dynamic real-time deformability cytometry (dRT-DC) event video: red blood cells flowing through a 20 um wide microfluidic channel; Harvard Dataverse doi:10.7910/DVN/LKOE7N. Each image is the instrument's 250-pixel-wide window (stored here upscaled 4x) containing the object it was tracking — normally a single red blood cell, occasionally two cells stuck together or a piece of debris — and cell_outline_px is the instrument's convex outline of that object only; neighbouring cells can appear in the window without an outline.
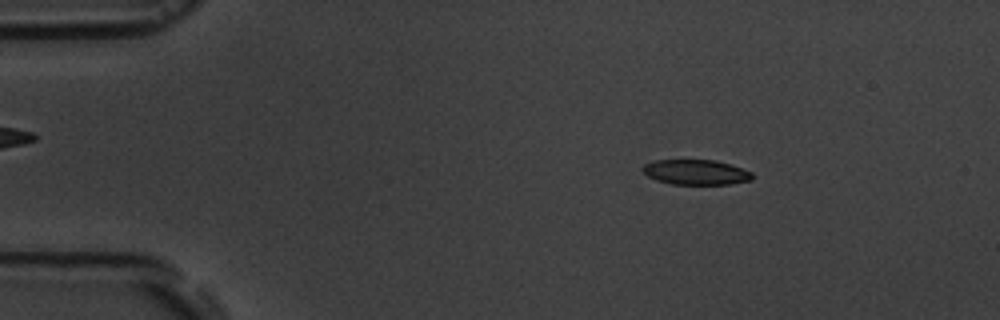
{"species": "common noctule bat (a hibernating species)", "species_latin": "Nyctalus noctula", "temperature_condition": "room temperature", "stored_images_in_passage": 4, "camera_frame_rate_fps": 3000, "um_per_image_px": 0.085, "animal": {"sex": "male", "body_mass_g": 19.5, "forearm_length_mm": 54.6}, "frame": {"image": 1, "passage_image": 2, "time_ms": 1.0, "image_size_px": [1000, 320], "cell_outline_px": [[752, 180], [732, 184], [672, 184], [656, 180], [648, 176], [644, 172], [644, 164], [656, 160], [716, 160], [752, 172]], "centroid_in_image_um": [59.16, 14.64], "position_along_channel_um": 25.8, "area_um2": 15.84}}
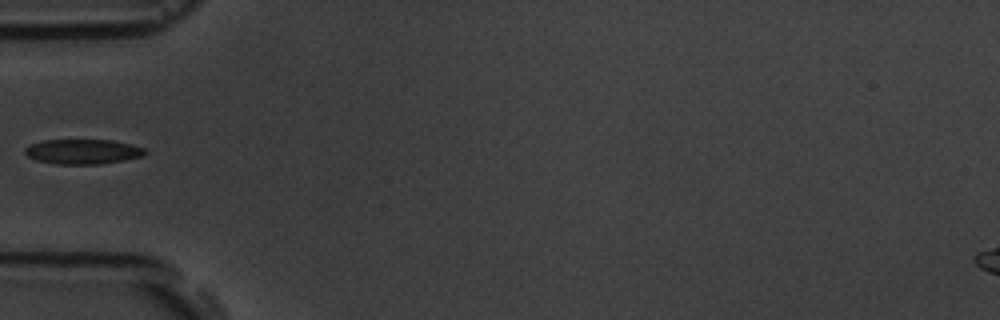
{"frame": {"image": 2, "passage_image": 4, "time_ms": 4.333, "image_size_px": [1000, 320], "cell_outline_px": [[148, 152], [144, 156], [124, 160], [100, 164], [56, 164], [36, 160], [28, 156], [24, 152], [24, 148], [28, 144], [44, 140], [112, 140], [144, 148]], "centroid_in_image_um": [7.02, 12.89], "position_along_channel_um": 78.0, "area_um2": 17.46}}